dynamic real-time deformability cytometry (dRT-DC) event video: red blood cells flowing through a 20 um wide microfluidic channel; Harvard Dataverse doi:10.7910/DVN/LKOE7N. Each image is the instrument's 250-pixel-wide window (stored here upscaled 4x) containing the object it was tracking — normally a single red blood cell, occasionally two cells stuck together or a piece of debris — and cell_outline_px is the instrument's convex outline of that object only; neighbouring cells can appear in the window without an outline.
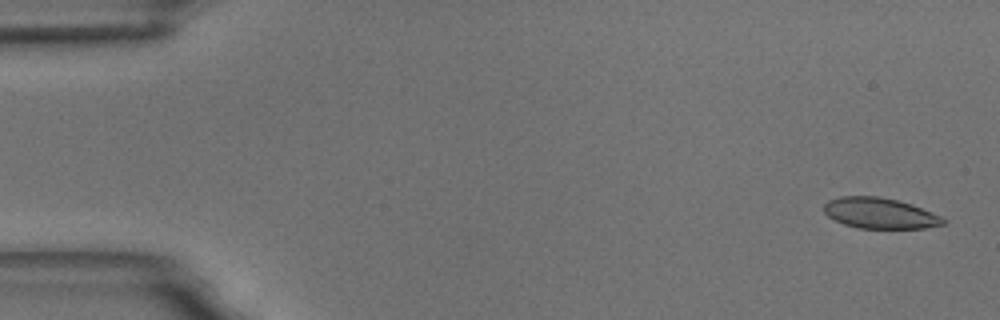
{"species": "common noctule bat (a hibernating species)", "species_latin": "Nyctalus noctula", "temperature_condition": "room temperature", "stored_images_in_passage": 57, "camera_frame_rate_fps": 3000, "um_per_image_px": 0.085, "animal": {"sex": "male", "body_mass_g": 18.8}, "frame": {"image": 1, "passage_image": 2, "time_ms": 0.333, "image_size_px": [1000, 320], "cell_outline_px": [[948, 220], [944, 224], [924, 228], [856, 228], [844, 224], [828, 216], [824, 212], [824, 204], [828, 200], [840, 196], [880, 196], [912, 204], [940, 216]], "centroid_in_image_um": [74.78, 18.12], "position_along_channel_um": 10.2, "area_um2": 21.33}}
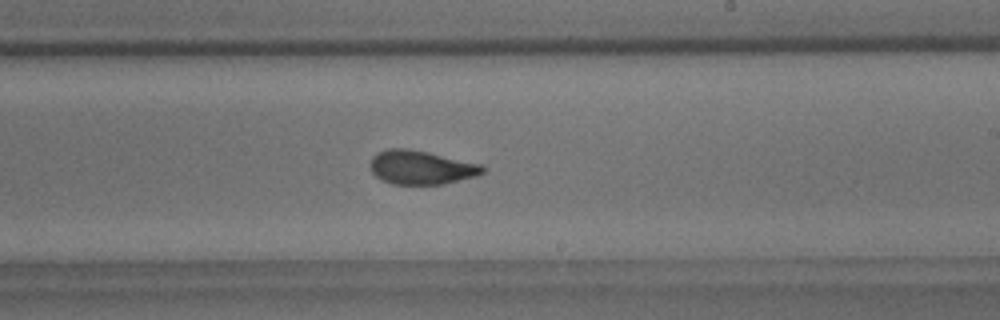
{"frame": {"image": 2, "passage_image": 34, "time_ms": 11.0, "image_size_px": [1000, 320], "cell_outline_px": [[484, 172], [476, 176], [444, 184], [392, 184], [376, 176], [372, 172], [368, 164], [372, 156], [376, 152], [388, 148], [408, 148], [428, 152], [480, 164], [484, 168]], "centroid_in_image_um": [35.74, 14.22], "position_along_channel_um": 253.3, "area_um2": 22.2}}
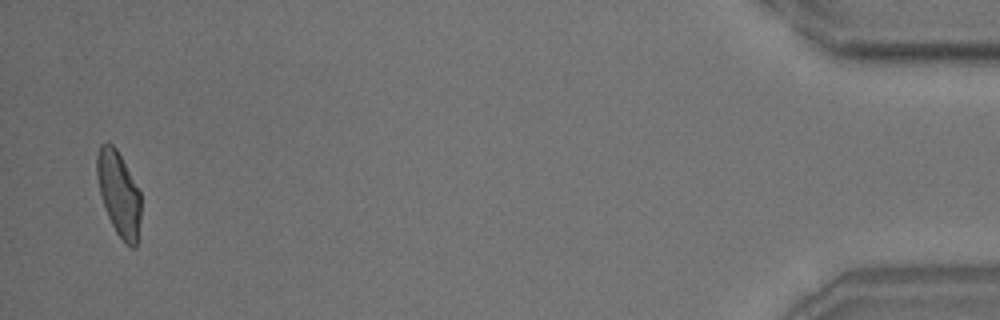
{"frame": {"image": 3, "passage_image": 56, "time_ms": 18.333, "image_size_px": [1000, 320], "cell_outline_px": [[140, 220], [136, 248], [132, 248], [124, 244], [116, 232], [108, 216], [100, 192], [96, 176], [96, 156], [100, 144], [108, 140], [116, 148], [140, 192]], "centroid_in_image_um": [10.09, 16.45], "position_along_channel_um": 425.1, "area_um2": 21.62}, "authors_computed_cell_mechanics": {"area_um2": 22.253, "velocity_mm_per_s": 3.5113, "shape_relaxation_time_tau1_ms": 7.322, "shape_relaxation_time_tau2_ms": 1.1829, "deformation_change_tau1": 0.188, "deformation_change_tau2": 0.0655}}